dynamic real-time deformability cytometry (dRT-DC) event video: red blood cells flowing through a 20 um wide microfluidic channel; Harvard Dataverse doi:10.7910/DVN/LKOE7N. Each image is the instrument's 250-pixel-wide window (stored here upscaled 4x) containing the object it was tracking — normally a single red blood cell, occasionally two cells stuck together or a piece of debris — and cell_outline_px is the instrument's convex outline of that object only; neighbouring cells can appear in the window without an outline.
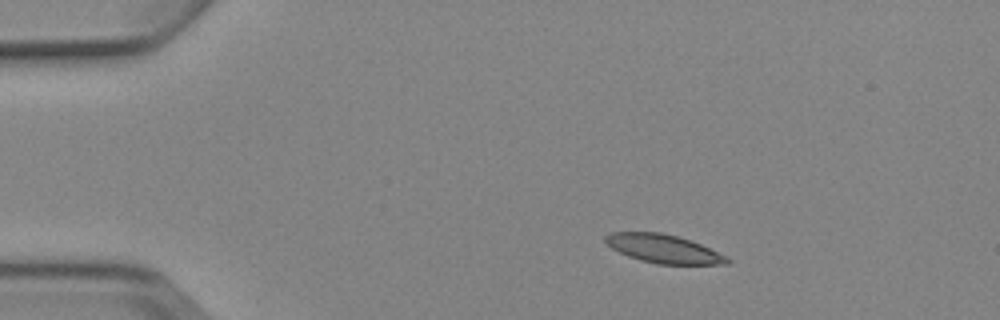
{"species": "Egyptian fruit bat (a non-hibernating species)", "species_latin": "Rousettus aegyptiacus", "temperature_condition": "cold", "stored_images_in_passage": 4, "camera_frame_rate_fps": 3000, "um_per_image_px": 0.085, "animal": {"sex": "female"}, "frame": {"image": 1, "passage_image": 2, "time_ms": 1.333, "image_size_px": [1000, 320], "cell_outline_px": [[732, 260], [728, 264], [656, 264], [640, 260], [628, 256], [612, 248], [604, 240], [604, 236], [612, 232], [660, 232], [676, 236], [700, 244], [728, 256]], "centroid_in_image_um": [56.41, 21.15], "position_along_channel_um": 28.6, "area_um2": 20.11}}
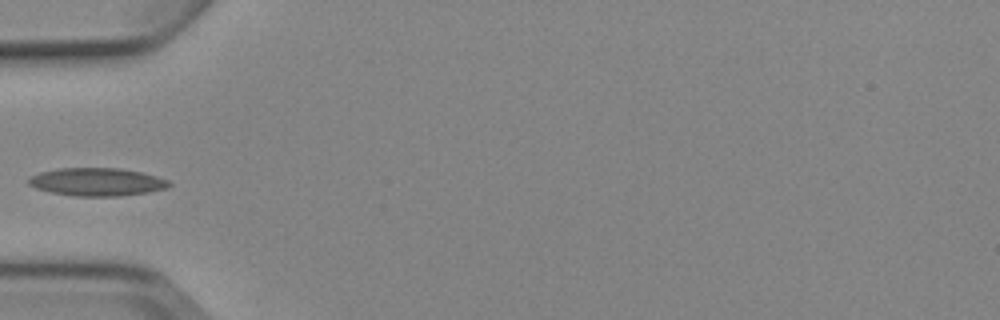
{"frame": {"image": 2, "passage_image": 4, "time_ms": 4.333, "image_size_px": [1000, 320], "cell_outline_px": [[172, 184], [168, 188], [148, 192], [120, 196], [72, 196], [52, 192], [36, 188], [28, 184], [24, 180], [40, 172], [60, 168], [120, 168], [140, 172], [156, 176], [168, 180]], "centroid_in_image_um": [8.23, 15.46], "position_along_channel_um": 76.8, "area_um2": 22.95}}